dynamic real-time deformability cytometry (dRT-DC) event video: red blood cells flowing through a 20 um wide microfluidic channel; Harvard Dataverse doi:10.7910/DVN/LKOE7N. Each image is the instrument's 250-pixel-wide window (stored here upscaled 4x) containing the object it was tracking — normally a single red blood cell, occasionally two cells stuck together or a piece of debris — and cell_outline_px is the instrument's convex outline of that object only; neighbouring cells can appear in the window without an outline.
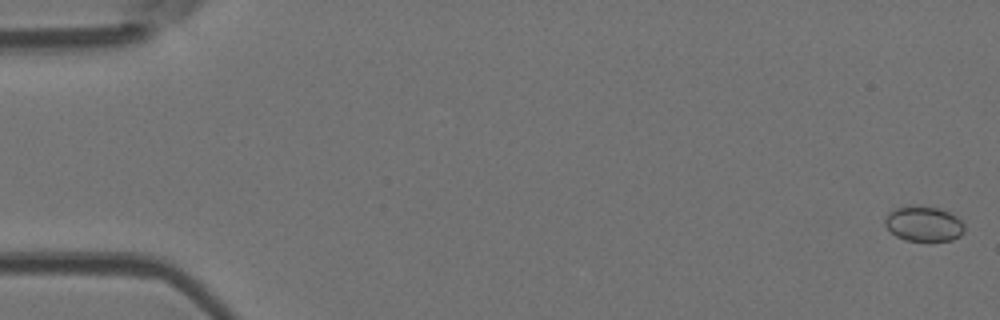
{"species": "Egyptian fruit bat (a non-hibernating species)", "species_latin": "Rousettus aegyptiacus", "temperature_condition": "room temperature", "stored_images_in_passage": 54, "camera_frame_rate_fps": 3000, "um_per_image_px": 0.085, "animal": {"sex": "female"}, "frame": {"image": 1, "passage_image": 1, "time_ms": 0.0, "image_size_px": [1000, 320], "cell_outline_px": [[964, 232], [960, 236], [952, 240], [904, 240], [896, 236], [884, 224], [884, 220], [896, 208], [908, 204], [920, 204], [940, 208], [956, 216], [964, 224]], "centroid_in_image_um": [78.53, 18.99], "position_along_channel_um": 6.5, "area_um2": 16.36}}
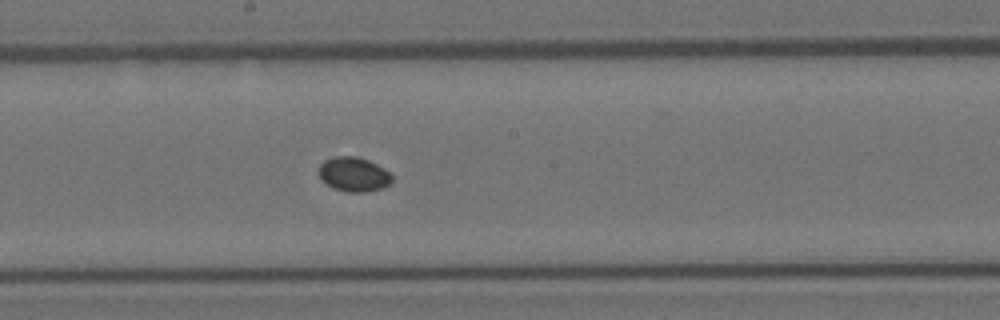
{"frame": {"image": 2, "passage_image": 29, "time_ms": 9.333, "image_size_px": [1000, 320], "cell_outline_px": [[392, 180], [388, 184], [380, 188], [368, 192], [348, 192], [332, 188], [320, 180], [316, 172], [320, 164], [324, 160], [332, 156], [360, 156], [384, 168], [392, 176]], "centroid_in_image_um": [29.99, 14.8], "position_along_channel_um": 218.2, "area_um2": 14.97}}
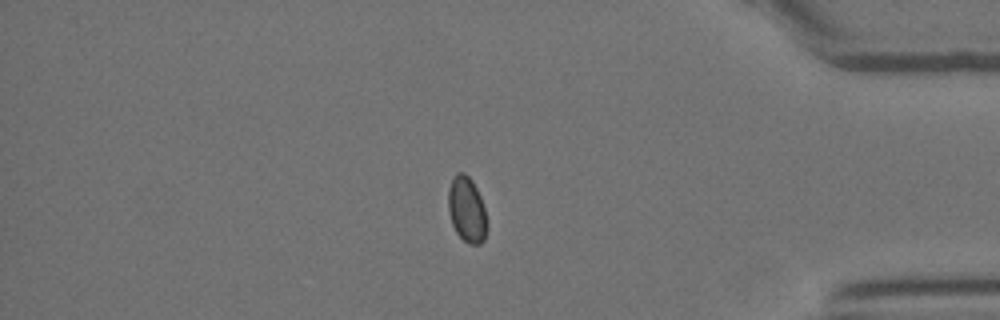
{"frame": {"image": 3, "passage_image": 45, "time_ms": 14.667, "image_size_px": [1000, 320], "cell_outline_px": [[488, 228], [484, 240], [480, 244], [468, 244], [456, 232], [452, 224], [448, 212], [448, 188], [456, 172], [464, 172], [472, 180], [480, 196], [484, 208], [488, 224]], "centroid_in_image_um": [39.68, 17.82], "position_along_channel_um": 395.5, "area_um2": 14.97}}